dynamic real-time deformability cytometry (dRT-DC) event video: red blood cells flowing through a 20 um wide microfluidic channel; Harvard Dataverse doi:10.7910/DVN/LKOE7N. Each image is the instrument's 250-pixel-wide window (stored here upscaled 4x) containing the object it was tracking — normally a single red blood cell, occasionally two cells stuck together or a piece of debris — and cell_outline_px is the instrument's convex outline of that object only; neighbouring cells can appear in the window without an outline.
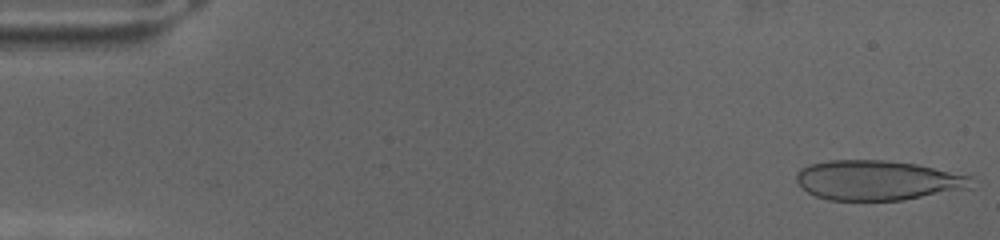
{"species": "human", "species_latin": "Homo sapiens", "temperature_condition": "cold", "stored_images_in_passage": 70, "camera_frame_rate_fps": 3000, "um_per_image_px": 0.085, "donor": {"sex": "female"}, "frame": {"image": 1, "passage_image": 1, "time_ms": 0.0, "image_size_px": [1000, 240], "cell_outline_px": [[972, 188], [904, 200], [828, 200], [816, 196], [808, 192], [796, 180], [796, 172], [800, 168], [808, 164], [828, 160], [884, 160], [916, 164], [972, 176]], "centroid_in_image_um": [74.6, 15.32], "position_along_channel_um": 10.4, "area_um2": 40.75}}
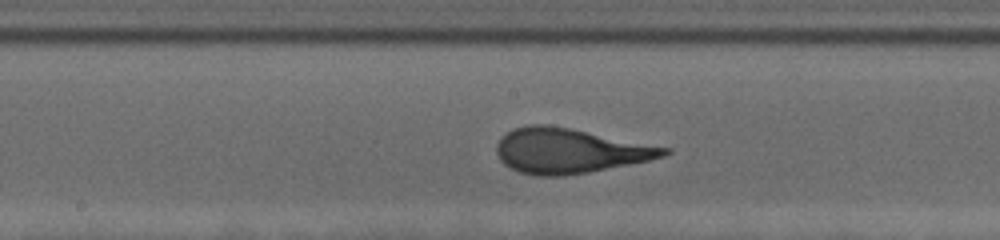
{"frame": {"image": 2, "passage_image": 36, "time_ms": 11.667, "image_size_px": [1000, 240], "cell_outline_px": [[672, 152], [664, 156], [648, 160], [588, 172], [564, 176], [536, 176], [520, 172], [504, 164], [500, 160], [496, 152], [496, 144], [500, 136], [512, 128], [528, 124], [548, 124], [672, 148]], "centroid_in_image_um": [48.37, 12.81], "position_along_channel_um": 199.8, "area_um2": 43.81}}
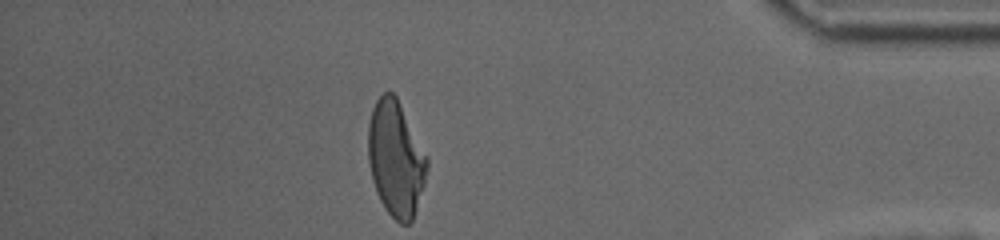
{"frame": {"image": 3, "passage_image": 61, "time_ms": 20.0, "image_size_px": [1000, 240], "cell_outline_px": [[428, 168], [424, 184], [412, 220], [408, 224], [400, 224], [384, 208], [376, 192], [372, 180], [368, 160], [368, 124], [372, 108], [376, 100], [384, 92], [392, 92], [396, 96], [428, 156]], "centroid_in_image_um": [33.63, 13.48], "position_along_channel_um": 401.6, "area_um2": 39.71}}